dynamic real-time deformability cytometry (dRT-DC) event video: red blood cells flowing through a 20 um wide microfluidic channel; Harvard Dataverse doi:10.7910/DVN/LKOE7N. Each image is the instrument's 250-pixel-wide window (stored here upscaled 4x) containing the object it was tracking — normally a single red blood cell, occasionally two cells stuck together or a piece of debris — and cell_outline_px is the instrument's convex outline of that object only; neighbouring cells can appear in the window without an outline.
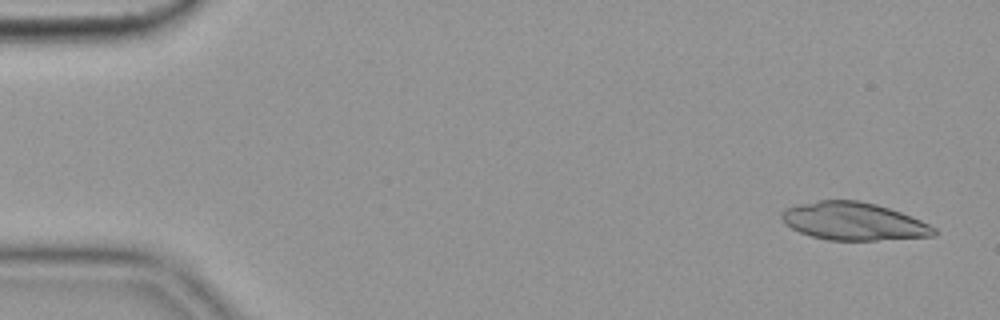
{"species": "common noctule bat (a hibernating species)", "species_latin": "Nyctalus noctula", "temperature_condition": "cold", "stored_images_in_passage": 55, "camera_frame_rate_fps": 3000, "um_per_image_px": 0.085, "animal": {"sex": "female", "body_mass_g": 19.9}, "frame": {"image": 1, "passage_image": 3, "time_ms": 0.667, "image_size_px": [1000, 320], "cell_outline_px": [[936, 236], [876, 240], [828, 240], [812, 236], [800, 232], [784, 224], [780, 216], [784, 208], [800, 204], [820, 200], [860, 200], [876, 204], [912, 216], [936, 228]], "centroid_in_image_um": [72.55, 18.81], "position_along_channel_um": 12.5, "area_um2": 33.52}}